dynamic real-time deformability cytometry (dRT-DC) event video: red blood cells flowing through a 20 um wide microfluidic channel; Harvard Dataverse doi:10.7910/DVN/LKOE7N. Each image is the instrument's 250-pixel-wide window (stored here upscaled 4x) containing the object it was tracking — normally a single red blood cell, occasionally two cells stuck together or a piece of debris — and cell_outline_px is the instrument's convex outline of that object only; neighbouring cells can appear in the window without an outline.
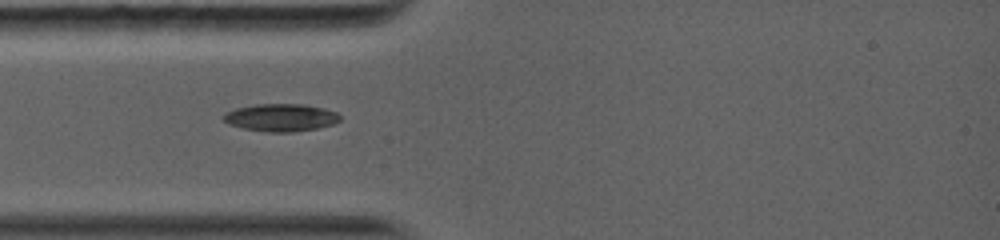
{"species": "common noctule bat (a hibernating species)", "species_latin": "Nyctalus noctula", "temperature_condition": "warm", "stored_images_in_passage": 39, "camera_frame_rate_fps": 5000, "um_per_image_px": 0.085, "animal": {"sex": "female", "body_mass_g": 19.0, "forearm_length_mm": 56.7}, "frame": {"image": 1, "passage_image": 1, "time_ms": 0.0, "image_size_px": [1000, 240], "cell_outline_px": [[340, 120], [332, 124], [316, 128], [292, 132], [272, 132], [244, 128], [228, 124], [220, 116], [224, 112], [236, 108], [256, 104], [304, 104], [324, 108], [336, 112], [340, 116]], "centroid_in_image_um": [23.84, 9.98], "position_along_channel_um": 61.2, "area_um2": 18.67}}
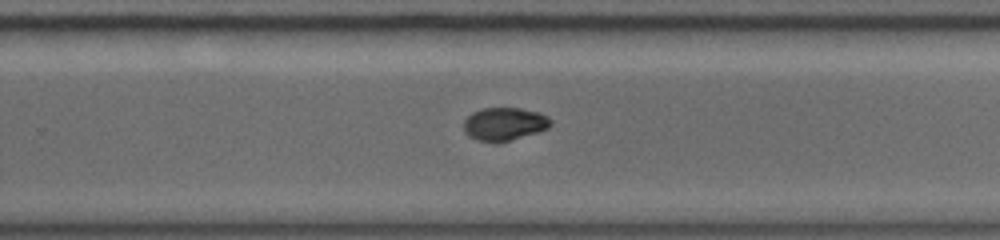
{"frame": {"image": 2, "passage_image": 16, "time_ms": 5.4, "image_size_px": [1000, 240], "cell_outline_px": [[552, 124], [548, 128], [536, 132], [496, 144], [476, 140], [468, 136], [464, 132], [464, 120], [472, 112], [484, 108], [520, 108], [540, 112], [548, 116], [552, 120]], "centroid_in_image_um": [42.86, 10.54], "position_along_channel_um": 286.9, "area_um2": 16.94}}
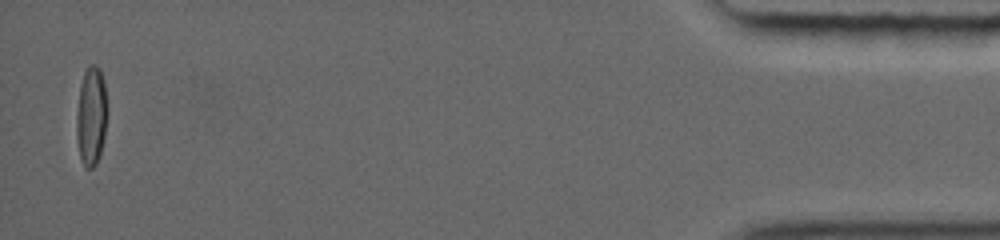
{"frame": {"image": 3, "passage_image": 37, "time_ms": 11.6, "image_size_px": [1000, 240], "cell_outline_px": [[108, 112], [104, 136], [100, 156], [96, 164], [92, 168], [88, 168], [80, 160], [76, 140], [76, 112], [80, 84], [84, 72], [88, 64], [96, 64], [100, 68], [104, 80], [108, 104]], "centroid_in_image_um": [7.76, 9.83], "position_along_channel_um": 427.4, "area_um2": 18.44}}